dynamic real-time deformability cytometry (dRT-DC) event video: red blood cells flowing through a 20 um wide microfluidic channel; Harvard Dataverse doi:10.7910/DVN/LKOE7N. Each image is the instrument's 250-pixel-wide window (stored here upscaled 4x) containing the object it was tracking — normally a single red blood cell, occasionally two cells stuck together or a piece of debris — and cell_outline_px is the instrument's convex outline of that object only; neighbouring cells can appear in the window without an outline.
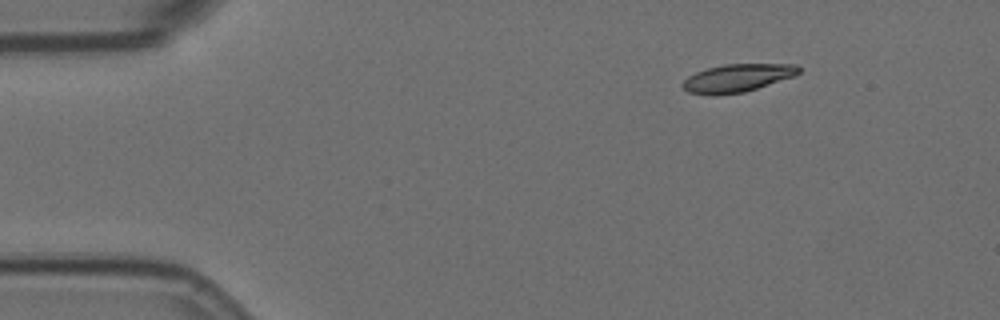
{"species": "Egyptian fruit bat (a non-hibernating species)", "species_latin": "Rousettus aegyptiacus", "temperature_condition": "room temperature", "stored_images_in_passage": 4, "segment_of_instrument_passage": [1, 2], "camera_frame_rate_fps": 3000, "um_per_image_px": 0.085, "animal": {"sex": "female"}, "frame": {"image": 1, "passage_image": 1, "time_ms": 0.0, "image_size_px": [1000, 320], "cell_outline_px": [[800, 72], [792, 76], [744, 92], [712, 96], [688, 92], [680, 84], [688, 76], [696, 72], [708, 68], [724, 64], [796, 64], [800, 68]], "centroid_in_image_um": [62.62, 6.63], "position_along_channel_um": 22.4, "area_um2": 18.73}}